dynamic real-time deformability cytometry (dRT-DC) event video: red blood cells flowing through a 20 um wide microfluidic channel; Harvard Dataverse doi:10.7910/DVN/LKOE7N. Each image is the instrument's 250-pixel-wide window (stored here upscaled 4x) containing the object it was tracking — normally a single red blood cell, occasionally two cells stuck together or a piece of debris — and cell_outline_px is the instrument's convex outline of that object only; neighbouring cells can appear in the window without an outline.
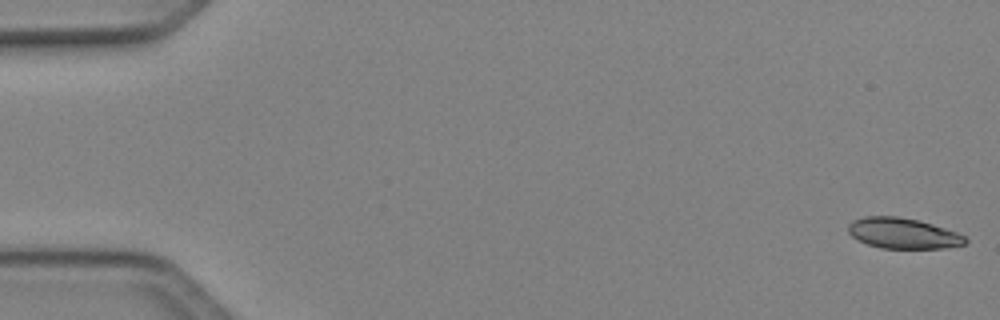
{"species": "Egyptian fruit bat (a non-hibernating species)", "species_latin": "Rousettus aegyptiacus", "temperature_condition": "cold", "stored_images_in_passage": 51, "segment_of_instrument_passage": [1, 2], "camera_frame_rate_fps": 3000, "um_per_image_px": 0.085, "animal": {"sex": "female"}, "frame": {"image": 1, "passage_image": 1, "time_ms": 0.0, "image_size_px": [1000, 320], "cell_outline_px": [[968, 240], [964, 244], [944, 248], [880, 248], [868, 244], [852, 236], [848, 232], [848, 224], [852, 220], [864, 216], [896, 216], [920, 220], [956, 232], [964, 236]], "centroid_in_image_um": [76.73, 19.82], "position_along_channel_um": 8.3, "area_um2": 20.81}}
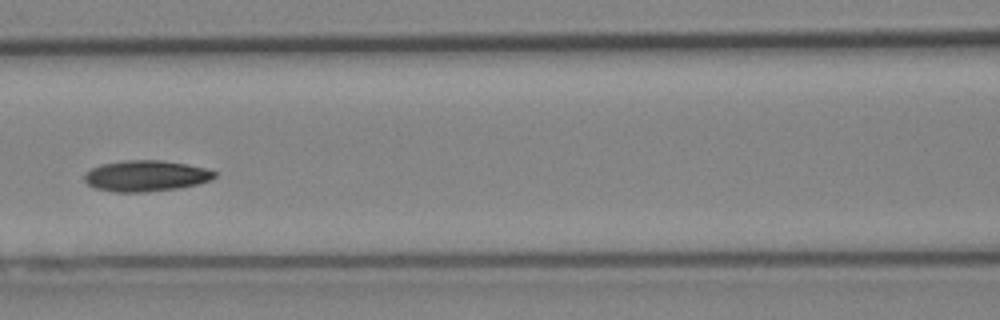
{"frame": {"image": 2, "passage_image": 23, "time_ms": 7.333, "image_size_px": [1000, 320], "cell_outline_px": [[216, 176], [212, 180], [200, 184], [180, 188], [148, 192], [112, 192], [96, 188], [88, 184], [84, 180], [84, 172], [100, 164], [124, 160], [160, 160], [184, 164], [204, 168], [216, 172]], "centroid_in_image_um": [12.39, 14.96], "position_along_channel_um": 154.2, "area_um2": 23.7}}
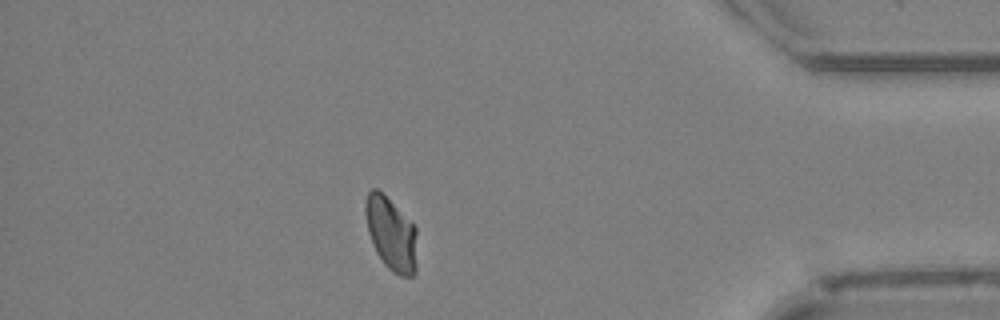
{"frame": {"image": 3, "passage_image": 44, "time_ms": 14.333, "image_size_px": [1000, 320], "cell_outline_px": [[416, 272], [412, 276], [400, 276], [392, 272], [384, 264], [376, 252], [368, 232], [364, 212], [364, 204], [368, 192], [372, 188], [376, 188], [416, 228]], "centroid_in_image_um": [33.22, 19.92], "position_along_channel_um": 402.0, "area_um2": 21.73}}